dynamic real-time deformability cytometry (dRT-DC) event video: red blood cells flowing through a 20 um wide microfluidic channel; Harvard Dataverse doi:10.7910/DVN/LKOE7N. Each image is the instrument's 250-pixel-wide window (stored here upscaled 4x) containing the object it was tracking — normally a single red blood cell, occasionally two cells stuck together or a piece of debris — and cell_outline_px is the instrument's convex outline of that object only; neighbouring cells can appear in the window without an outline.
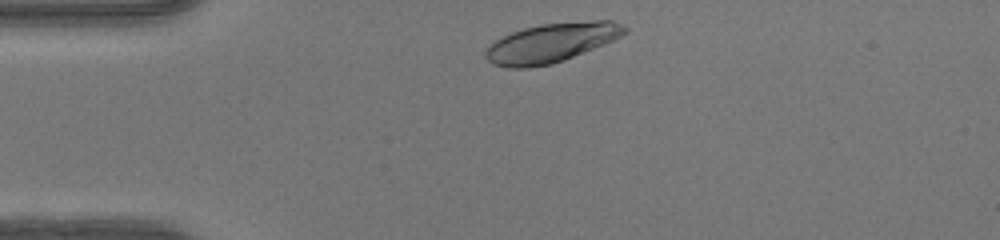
{"species": "human", "species_latin": "Homo sapiens", "temperature_condition": "warm", "stored_images_in_passage": 31, "camera_frame_rate_fps": 3000, "um_per_image_px": 0.085, "donor": {"sex": "female"}, "frame": {"image": 1, "passage_image": 2, "time_ms": 0.333, "image_size_px": [1000, 240], "cell_outline_px": [[628, 32], [604, 44], [564, 60], [552, 64], [528, 68], [508, 68], [492, 64], [484, 56], [484, 52], [496, 40], [512, 32], [524, 28], [540, 24], [592, 20], [612, 20], [628, 28]], "centroid_in_image_um": [46.87, 3.64], "position_along_channel_um": 38.1, "area_um2": 31.67}}
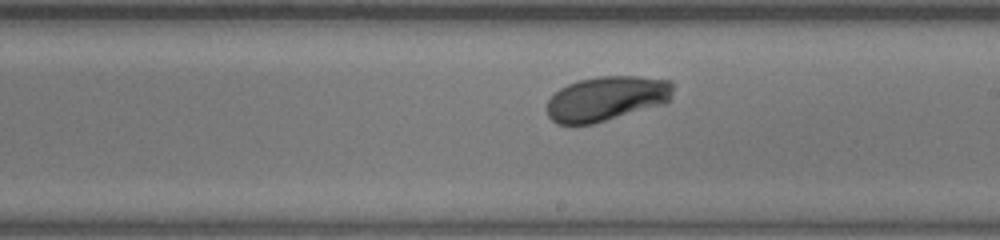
{"frame": {"image": 2, "passage_image": 19, "time_ms": 6.0, "image_size_px": [1000, 240], "cell_outline_px": [[672, 100], [664, 104], [592, 124], [556, 124], [548, 116], [548, 100], [560, 88], [576, 80], [596, 76], [636, 76], [672, 80]], "centroid_in_image_um": [51.58, 8.37], "position_along_channel_um": 237.4, "area_um2": 33.0}}
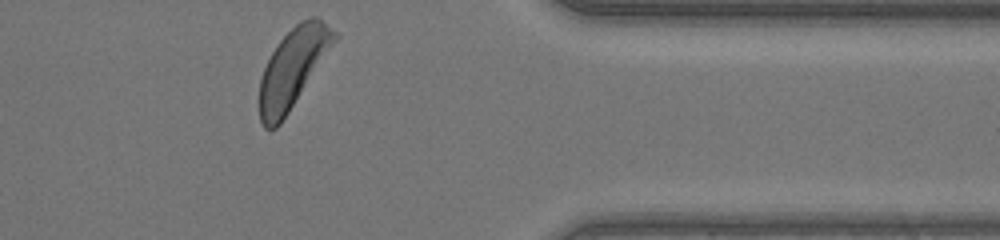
{"frame": {"image": 3, "passage_image": 31, "time_ms": 10.0, "image_size_px": [1000, 240], "cell_outline_px": [[340, 36], [280, 124], [276, 128], [264, 128], [260, 120], [260, 80], [264, 68], [276, 44], [300, 20], [308, 16], [316, 16], [332, 28]], "centroid_in_image_um": [24.92, 5.74], "position_along_channel_um": 386.5, "area_um2": 34.1}, "authors_computed_cell_mechanics": {"area_um2": 32.8882, "velocity_mm_per_s": 4.1589, "shape_relaxation_time_tau1_ms": 2.137, "shape_relaxation_time_tau2_ms": null, "deformation_change_tau1": 0.1511, "deformation_change_tau2": null}}